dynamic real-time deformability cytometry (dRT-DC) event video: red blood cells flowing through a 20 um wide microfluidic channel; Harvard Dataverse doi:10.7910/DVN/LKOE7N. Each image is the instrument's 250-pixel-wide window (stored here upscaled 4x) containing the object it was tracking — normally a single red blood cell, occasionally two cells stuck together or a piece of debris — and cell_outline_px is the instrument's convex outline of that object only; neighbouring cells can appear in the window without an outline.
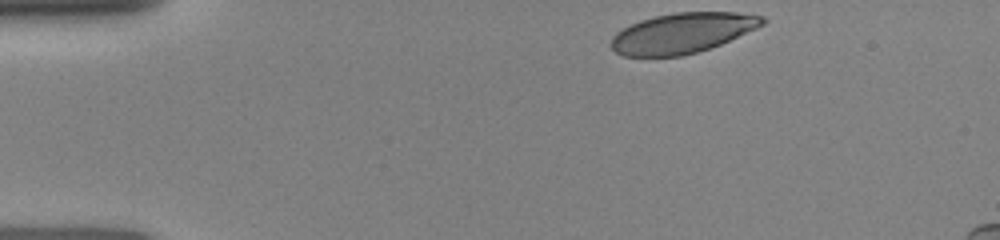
{"species": "human", "species_latin": "Homo sapiens", "temperature_condition": "room temperature", "stored_images_in_passage": 26, "camera_frame_rate_fps": 3000, "um_per_image_px": 0.085, "donor": {"sex": "female"}, "frame": {"image": 1, "passage_image": 1, "time_ms": 0.0, "image_size_px": [1000, 240], "cell_outline_px": [[768, 20], [764, 24], [756, 28], [720, 44], [696, 52], [680, 56], [624, 56], [616, 52], [608, 44], [612, 36], [616, 32], [640, 20], [656, 16], [676, 12], [736, 12], [764, 16]], "centroid_in_image_um": [57.98, 2.8], "position_along_channel_um": 27.0, "area_um2": 35.32}}
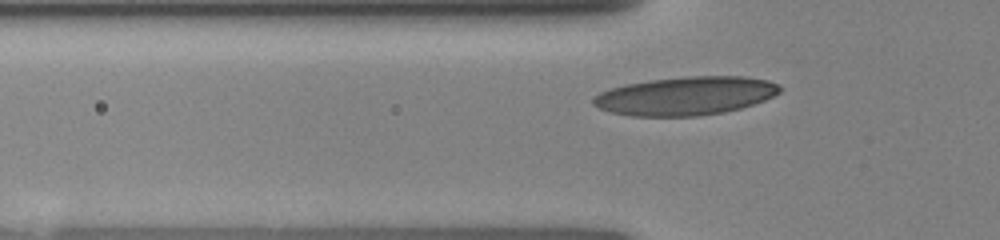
{"frame": {"image": 2, "passage_image": 13, "time_ms": 2.667, "image_size_px": [1000, 240], "cell_outline_px": [[780, 92], [764, 100], [740, 108], [724, 112], [696, 116], [632, 116], [612, 112], [600, 108], [592, 104], [592, 96], [600, 92], [624, 84], [652, 80], [692, 76], [744, 76], [768, 80], [780, 84]], "centroid_in_image_um": [58.27, 8.15], "position_along_channel_um": 67.5, "area_um2": 41.67}}
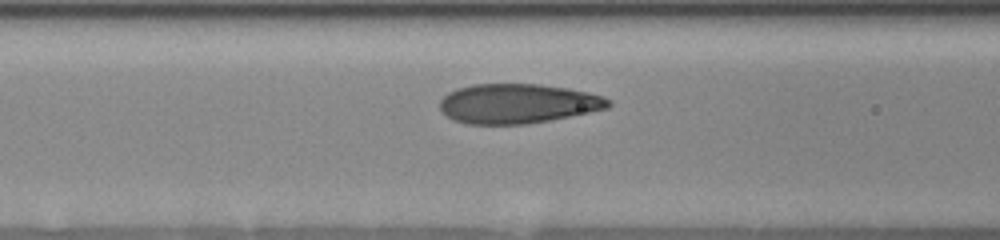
{"frame": {"image": 3, "passage_image": 20, "time_ms": 4.0, "image_size_px": [1000, 240], "cell_outline_px": [[612, 104], [608, 108], [548, 120], [524, 124], [468, 124], [452, 120], [440, 108], [440, 100], [448, 92], [456, 88], [472, 84], [540, 84], [568, 88], [588, 92], [604, 96], [612, 100]], "centroid_in_image_um": [44.0, 8.79], "position_along_channel_um": 122.6, "area_um2": 38.9}}